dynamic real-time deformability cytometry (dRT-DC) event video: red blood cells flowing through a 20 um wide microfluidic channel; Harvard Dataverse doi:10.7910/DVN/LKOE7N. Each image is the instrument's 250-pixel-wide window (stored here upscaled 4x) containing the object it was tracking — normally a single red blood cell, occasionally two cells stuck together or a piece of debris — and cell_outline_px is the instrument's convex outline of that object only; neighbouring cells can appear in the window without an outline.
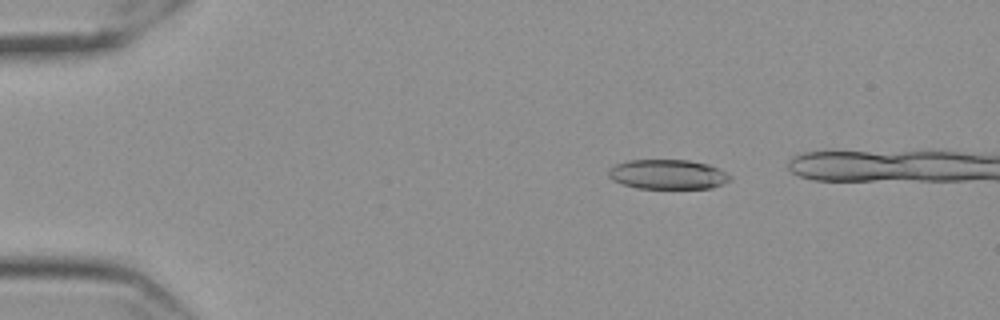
{"species": "Egyptian fruit bat (a non-hibernating species)", "species_latin": "Rousettus aegyptiacus", "temperature_condition": "cold", "stored_images_in_passage": 45, "camera_frame_rate_fps": 3000, "um_per_image_px": 0.085, "frame": {"image": 1, "passage_image": 4, "time_ms": 1.0, "image_size_px": [1000, 320], "cell_outline_px": [[732, 180], [724, 184], [712, 188], [636, 188], [612, 180], [608, 176], [608, 168], [616, 164], [628, 160], [688, 160], [708, 164], [720, 168], [732, 176]], "centroid_in_image_um": [56.79, 14.82], "position_along_channel_um": 28.2, "area_um2": 21.21}}
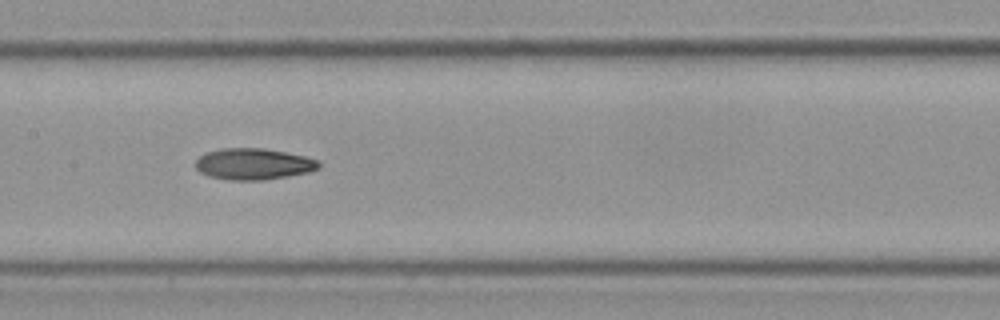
{"frame": {"image": 2, "passage_image": 23, "time_ms": 7.333, "image_size_px": [1000, 320], "cell_outline_px": [[320, 164], [316, 168], [308, 172], [288, 176], [260, 180], [228, 180], [208, 176], [200, 172], [196, 168], [196, 160], [200, 156], [208, 152], [220, 148], [264, 148], [304, 156], [316, 160]], "centroid_in_image_um": [21.49, 13.94], "position_along_channel_um": 185.9, "area_um2": 22.25}}
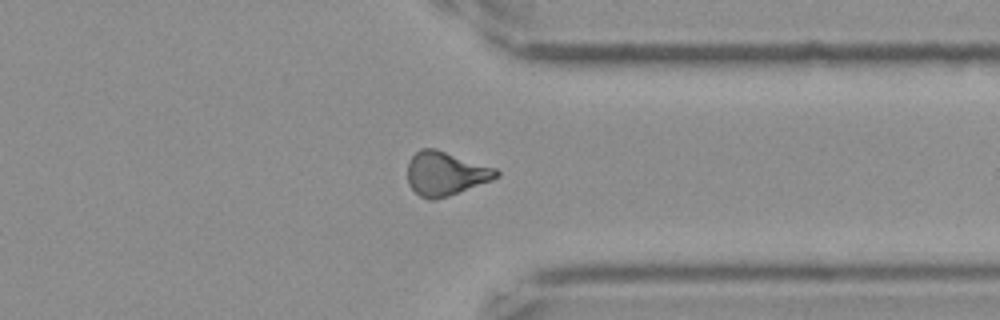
{"frame": {"image": 3, "passage_image": 39, "time_ms": 12.667, "image_size_px": [1000, 320], "cell_outline_px": [[500, 176], [492, 180], [448, 196], [432, 200], [428, 200], [420, 196], [408, 184], [408, 160], [420, 148], [436, 148], [496, 168], [500, 172]], "centroid_in_image_um": [37.87, 14.74], "position_along_channel_um": 373.5, "area_um2": 22.77}}